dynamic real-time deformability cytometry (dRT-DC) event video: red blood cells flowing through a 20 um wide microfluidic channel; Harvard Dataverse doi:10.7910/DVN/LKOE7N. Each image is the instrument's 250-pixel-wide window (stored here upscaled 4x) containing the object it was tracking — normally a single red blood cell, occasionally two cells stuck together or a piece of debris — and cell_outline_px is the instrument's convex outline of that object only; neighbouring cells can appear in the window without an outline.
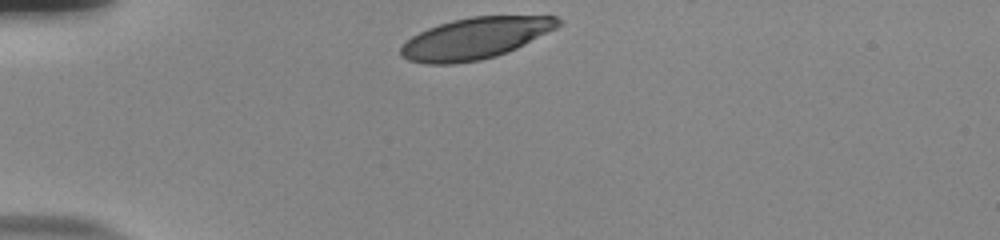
{"species": "human", "species_latin": "Homo sapiens", "temperature_condition": "room temperature", "stored_images_in_passage": 32, "camera_frame_rate_fps": 3000, "um_per_image_px": 0.085, "donor": {"sex": "male"}, "frame": {"image": 1, "passage_image": 1, "time_ms": 0.0, "image_size_px": [1000, 240], "cell_outline_px": [[564, 20], [556, 28], [516, 48], [496, 56], [480, 60], [456, 64], [424, 64], [408, 60], [400, 56], [400, 48], [412, 36], [428, 28], [452, 20], [472, 16], [556, 16]], "centroid_in_image_um": [40.38, 3.26], "position_along_channel_um": 44.6, "area_um2": 37.8}}
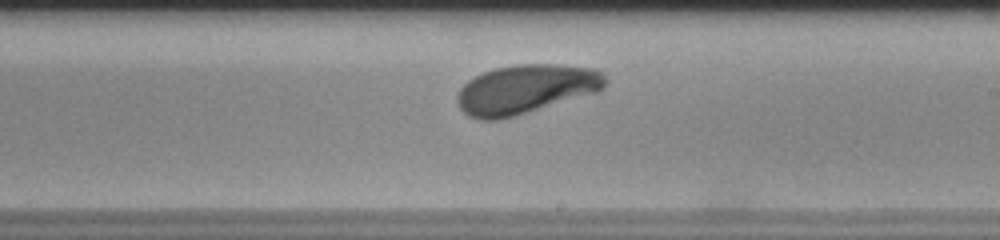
{"frame": {"image": 2, "passage_image": 20, "time_ms": 6.333, "image_size_px": [1000, 240], "cell_outline_px": [[608, 80], [604, 88], [596, 92], [516, 116], [500, 120], [480, 120], [468, 116], [460, 108], [456, 100], [456, 96], [460, 88], [468, 80], [484, 72], [496, 68], [516, 64], [556, 64], [596, 68], [604, 72]], "centroid_in_image_um": [44.71, 7.58], "position_along_channel_um": 244.3, "area_um2": 42.71}}
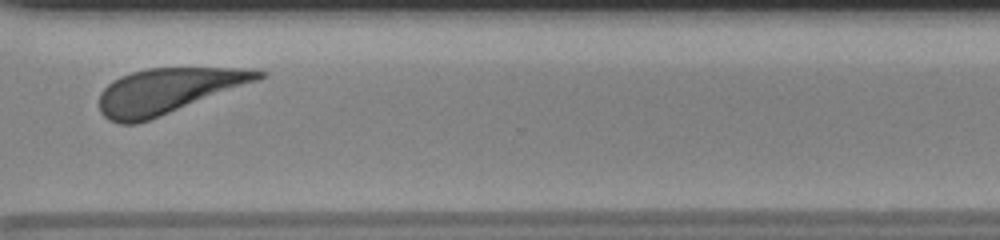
{"frame": {"image": 3, "passage_image": 29, "time_ms": 9.333, "image_size_px": [1000, 240], "cell_outline_px": [[268, 76], [160, 116], [136, 124], [120, 124], [108, 120], [100, 112], [100, 92], [112, 80], [120, 76], [132, 72], [148, 68], [244, 68], [268, 72]], "centroid_in_image_um": [14.23, 7.72], "position_along_channel_um": 356.4, "area_um2": 41.56}, "authors_computed_cell_mechanics": {"area_um2": 41.3848, "velocity_mm_per_s": 3.7216, "shape_relaxation_time_tau1_ms": 2.9154, "shape_relaxation_time_tau2_ms": null, "deformation_change_tau1": 0.1502, "deformation_change_tau2": null}}